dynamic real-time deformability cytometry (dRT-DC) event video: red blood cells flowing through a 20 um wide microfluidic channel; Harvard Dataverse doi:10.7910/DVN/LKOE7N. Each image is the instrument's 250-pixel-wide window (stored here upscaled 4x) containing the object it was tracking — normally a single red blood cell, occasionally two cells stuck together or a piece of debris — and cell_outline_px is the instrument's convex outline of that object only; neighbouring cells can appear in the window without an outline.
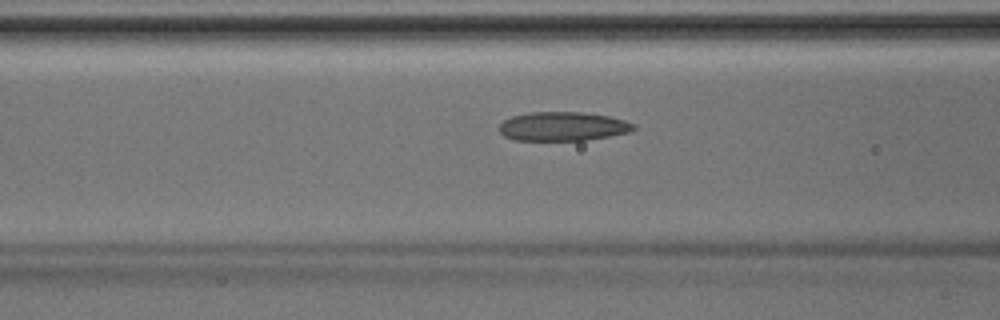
{"species": "Egyptian fruit bat (a non-hibernating species)", "species_latin": "Rousettus aegyptiacus", "temperature_condition": "room temperature", "stored_images_in_passage": 41, "camera_frame_rate_fps": 3000, "um_per_image_px": 0.085, "animal": {"sex": "male"}, "frame": {"image": 1, "passage_image": 14, "time_ms": 4.333, "image_size_px": [1000, 320], "cell_outline_px": [[636, 128], [632, 132], [584, 140], [512, 140], [504, 136], [500, 132], [500, 124], [504, 120], [512, 116], [528, 112], [580, 112], [608, 116], [624, 120], [636, 124]], "centroid_in_image_um": [47.85, 10.74], "position_along_channel_um": 118.8, "area_um2": 22.72}}
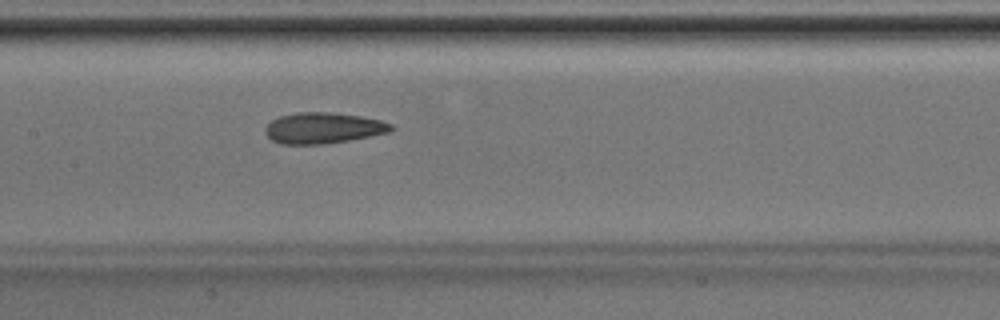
{"frame": {"image": 2, "passage_image": 18, "time_ms": 5.667, "image_size_px": [1000, 320], "cell_outline_px": [[396, 128], [392, 132], [348, 140], [324, 144], [280, 144], [272, 140], [264, 132], [264, 128], [272, 120], [280, 116], [296, 112], [332, 112], [360, 116], [380, 120], [392, 124]], "centroid_in_image_um": [27.49, 10.88], "position_along_channel_um": 179.9, "area_um2": 22.83}}
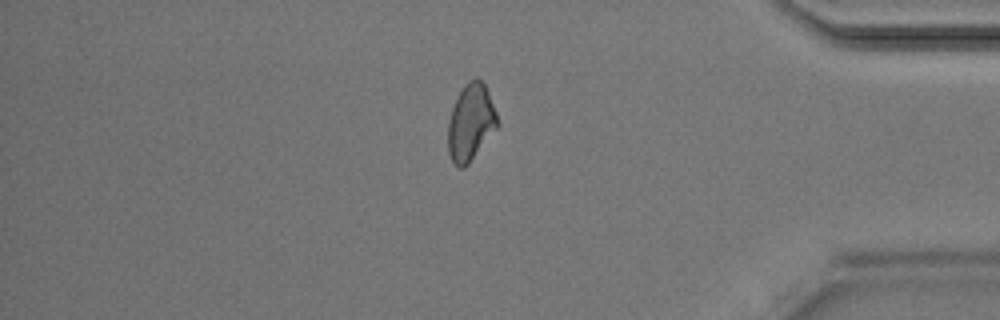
{"frame": {"image": 3, "passage_image": 34, "time_ms": 11.0, "image_size_px": [1000, 320], "cell_outline_px": [[496, 128], [468, 164], [464, 168], [460, 168], [452, 160], [448, 152], [448, 120], [452, 108], [460, 92], [468, 80], [476, 76], [484, 84], [488, 92], [496, 112]], "centroid_in_image_um": [39.98, 10.39], "position_along_channel_um": 395.2, "area_um2": 21.56}}